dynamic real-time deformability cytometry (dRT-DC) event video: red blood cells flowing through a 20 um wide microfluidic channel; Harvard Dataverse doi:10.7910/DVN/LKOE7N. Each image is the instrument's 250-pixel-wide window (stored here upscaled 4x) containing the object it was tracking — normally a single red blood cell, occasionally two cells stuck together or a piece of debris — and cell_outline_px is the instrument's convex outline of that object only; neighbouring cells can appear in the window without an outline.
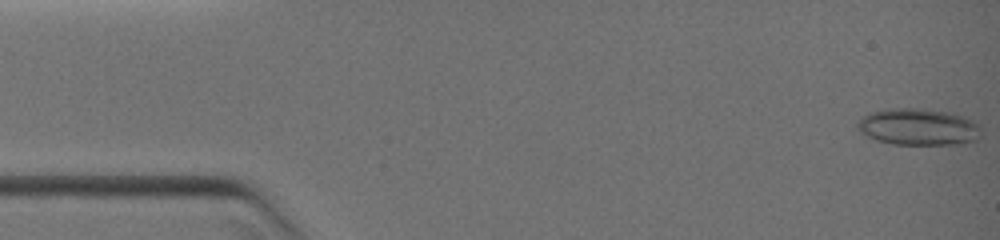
{"species": "common noctule bat (a hibernating species)", "species_latin": "Nyctalus noctula", "temperature_condition": "warm", "stored_images_in_passage": 43, "camera_frame_rate_fps": 3000, "um_per_image_px": 0.085, "animal": {"sex": "female", "body_mass_g": 19.0, "forearm_length_mm": 51.5}, "frame": {"image": 1, "passage_image": 1, "time_ms": 0.0, "image_size_px": [1000, 240], "cell_outline_px": [[980, 136], [976, 140], [964, 144], [892, 144], [876, 140], [860, 132], [856, 128], [856, 124], [864, 116], [872, 112], [892, 108], [924, 108], [948, 112], [972, 120], [980, 124]], "centroid_in_image_um": [78.08, 10.79], "position_along_channel_um": 6.9, "area_um2": 26.47}}
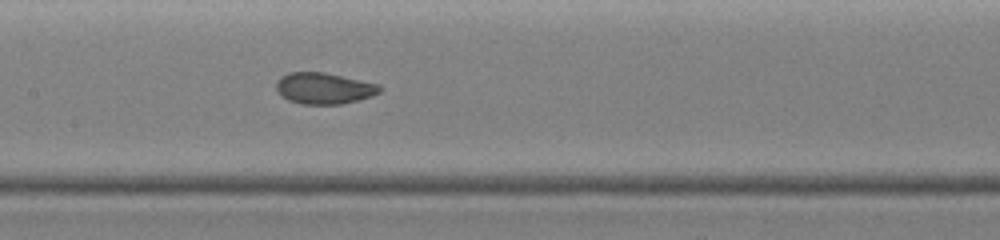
{"frame": {"image": 2, "passage_image": 21, "time_ms": 6.333, "image_size_px": [1000, 240], "cell_outline_px": [[384, 88], [380, 92], [372, 96], [360, 100], [340, 104], [300, 104], [288, 100], [280, 96], [276, 88], [276, 80], [280, 76], [288, 72], [324, 72], [380, 84]], "centroid_in_image_um": [27.54, 7.5], "position_along_channel_um": 179.9, "area_um2": 19.19}}
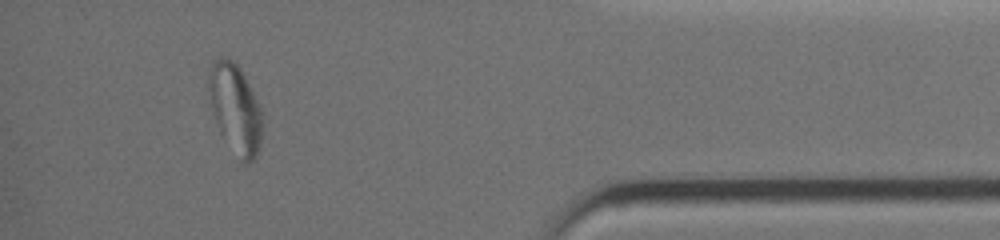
{"frame": {"image": 3, "passage_image": 39, "time_ms": 12.0, "image_size_px": [1000, 240], "cell_outline_px": [[264, 120], [260, 144], [256, 156], [252, 160], [244, 164], [240, 160], [220, 132], [216, 124], [212, 112], [208, 88], [208, 72], [212, 60], [216, 56], [224, 56], [232, 60], [236, 64], [244, 76], [260, 108]], "centroid_in_image_um": [19.97, 9.21], "position_along_channel_um": 415.2, "area_um2": 27.92}}